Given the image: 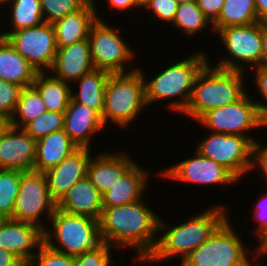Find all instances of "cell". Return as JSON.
<instances>
[{
  "mask_svg": "<svg viewBox=\"0 0 267 266\" xmlns=\"http://www.w3.org/2000/svg\"><path fill=\"white\" fill-rule=\"evenodd\" d=\"M225 0H197L198 7L212 24L219 16Z\"/></svg>",
  "mask_w": 267,
  "mask_h": 266,
  "instance_id": "b9f144b4",
  "label": "cell"
},
{
  "mask_svg": "<svg viewBox=\"0 0 267 266\" xmlns=\"http://www.w3.org/2000/svg\"><path fill=\"white\" fill-rule=\"evenodd\" d=\"M266 256V257H263ZM267 258V255L264 253L256 251L249 259H247L242 265L240 266H267L265 265L264 260L261 259Z\"/></svg>",
  "mask_w": 267,
  "mask_h": 266,
  "instance_id": "7dc6e473",
  "label": "cell"
},
{
  "mask_svg": "<svg viewBox=\"0 0 267 266\" xmlns=\"http://www.w3.org/2000/svg\"><path fill=\"white\" fill-rule=\"evenodd\" d=\"M93 69L91 45L87 38L58 48L50 73L55 78L72 84Z\"/></svg>",
  "mask_w": 267,
  "mask_h": 266,
  "instance_id": "ffe728a7",
  "label": "cell"
},
{
  "mask_svg": "<svg viewBox=\"0 0 267 266\" xmlns=\"http://www.w3.org/2000/svg\"><path fill=\"white\" fill-rule=\"evenodd\" d=\"M179 4L184 3V2H192V1H197V0H176Z\"/></svg>",
  "mask_w": 267,
  "mask_h": 266,
  "instance_id": "f5cc1de1",
  "label": "cell"
},
{
  "mask_svg": "<svg viewBox=\"0 0 267 266\" xmlns=\"http://www.w3.org/2000/svg\"><path fill=\"white\" fill-rule=\"evenodd\" d=\"M229 217L201 246L193 250L180 266H240L257 250L246 246ZM245 244V245H244ZM251 249V250H250Z\"/></svg>",
  "mask_w": 267,
  "mask_h": 266,
  "instance_id": "52a82bcc",
  "label": "cell"
},
{
  "mask_svg": "<svg viewBox=\"0 0 267 266\" xmlns=\"http://www.w3.org/2000/svg\"><path fill=\"white\" fill-rule=\"evenodd\" d=\"M208 133L195 149L204 157L222 165L241 182L250 173L253 142L245 136Z\"/></svg>",
  "mask_w": 267,
  "mask_h": 266,
  "instance_id": "7c38bea8",
  "label": "cell"
},
{
  "mask_svg": "<svg viewBox=\"0 0 267 266\" xmlns=\"http://www.w3.org/2000/svg\"><path fill=\"white\" fill-rule=\"evenodd\" d=\"M171 28H176L183 34L191 38L201 33L204 30L213 32V26L210 21L204 16L201 9L198 7L197 1L184 2L178 5L174 21L171 24Z\"/></svg>",
  "mask_w": 267,
  "mask_h": 266,
  "instance_id": "f546056e",
  "label": "cell"
},
{
  "mask_svg": "<svg viewBox=\"0 0 267 266\" xmlns=\"http://www.w3.org/2000/svg\"><path fill=\"white\" fill-rule=\"evenodd\" d=\"M265 128L267 127V117L264 119Z\"/></svg>",
  "mask_w": 267,
  "mask_h": 266,
  "instance_id": "db71d44e",
  "label": "cell"
},
{
  "mask_svg": "<svg viewBox=\"0 0 267 266\" xmlns=\"http://www.w3.org/2000/svg\"><path fill=\"white\" fill-rule=\"evenodd\" d=\"M6 38L38 73L50 72L58 49L53 24L20 29Z\"/></svg>",
  "mask_w": 267,
  "mask_h": 266,
  "instance_id": "4fadbf2b",
  "label": "cell"
},
{
  "mask_svg": "<svg viewBox=\"0 0 267 266\" xmlns=\"http://www.w3.org/2000/svg\"><path fill=\"white\" fill-rule=\"evenodd\" d=\"M248 71L251 72L250 74H255L252 80H254L253 85L257 88H254V90L259 92L258 94L261 98L259 97V100H257V98L254 99L253 97V100L257 105L260 115L265 119L267 117V68L256 66L248 69Z\"/></svg>",
  "mask_w": 267,
  "mask_h": 266,
  "instance_id": "f35d334b",
  "label": "cell"
},
{
  "mask_svg": "<svg viewBox=\"0 0 267 266\" xmlns=\"http://www.w3.org/2000/svg\"><path fill=\"white\" fill-rule=\"evenodd\" d=\"M211 62L209 59L196 76L190 101L181 114L194 122L205 112L234 103L247 93L248 71L219 69Z\"/></svg>",
  "mask_w": 267,
  "mask_h": 266,
  "instance_id": "277c9868",
  "label": "cell"
},
{
  "mask_svg": "<svg viewBox=\"0 0 267 266\" xmlns=\"http://www.w3.org/2000/svg\"><path fill=\"white\" fill-rule=\"evenodd\" d=\"M254 1L259 21L267 23V0H254Z\"/></svg>",
  "mask_w": 267,
  "mask_h": 266,
  "instance_id": "bcb514c9",
  "label": "cell"
},
{
  "mask_svg": "<svg viewBox=\"0 0 267 266\" xmlns=\"http://www.w3.org/2000/svg\"><path fill=\"white\" fill-rule=\"evenodd\" d=\"M64 113L46 111L27 123L23 129L36 141L49 133L63 129Z\"/></svg>",
  "mask_w": 267,
  "mask_h": 266,
  "instance_id": "d6a6232c",
  "label": "cell"
},
{
  "mask_svg": "<svg viewBox=\"0 0 267 266\" xmlns=\"http://www.w3.org/2000/svg\"><path fill=\"white\" fill-rule=\"evenodd\" d=\"M107 3V7L110 8V11H118L126 13L125 11L131 10L137 11L138 9L142 12V7L136 2V0H104Z\"/></svg>",
  "mask_w": 267,
  "mask_h": 266,
  "instance_id": "7bdbcfd3",
  "label": "cell"
},
{
  "mask_svg": "<svg viewBox=\"0 0 267 266\" xmlns=\"http://www.w3.org/2000/svg\"><path fill=\"white\" fill-rule=\"evenodd\" d=\"M77 148L78 146L63 129L49 133L36 142V158L33 170L45 172L57 166Z\"/></svg>",
  "mask_w": 267,
  "mask_h": 266,
  "instance_id": "cb8c5ba5",
  "label": "cell"
},
{
  "mask_svg": "<svg viewBox=\"0 0 267 266\" xmlns=\"http://www.w3.org/2000/svg\"><path fill=\"white\" fill-rule=\"evenodd\" d=\"M43 243L73 257L83 254L101 243L98 220L56 207L43 231Z\"/></svg>",
  "mask_w": 267,
  "mask_h": 266,
  "instance_id": "8992f818",
  "label": "cell"
},
{
  "mask_svg": "<svg viewBox=\"0 0 267 266\" xmlns=\"http://www.w3.org/2000/svg\"><path fill=\"white\" fill-rule=\"evenodd\" d=\"M63 130L78 147L93 149L94 137L96 134L101 135L106 128L101 115L95 109L70 101L64 113Z\"/></svg>",
  "mask_w": 267,
  "mask_h": 266,
  "instance_id": "d6986e66",
  "label": "cell"
},
{
  "mask_svg": "<svg viewBox=\"0 0 267 266\" xmlns=\"http://www.w3.org/2000/svg\"><path fill=\"white\" fill-rule=\"evenodd\" d=\"M36 142L23 128L11 126L0 138V169L33 170Z\"/></svg>",
  "mask_w": 267,
  "mask_h": 266,
  "instance_id": "e0dca14e",
  "label": "cell"
},
{
  "mask_svg": "<svg viewBox=\"0 0 267 266\" xmlns=\"http://www.w3.org/2000/svg\"><path fill=\"white\" fill-rule=\"evenodd\" d=\"M190 56L179 59L165 68L157 70V74L149 76L143 68L138 66L145 83V99L148 107L156 105L157 102L167 101L168 109L172 113L182 114L191 98L194 81L198 73L209 62V55L204 50H196ZM167 66V67H166ZM147 77V78H146ZM173 99V100H172ZM172 100V101H171ZM174 111V112H173Z\"/></svg>",
  "mask_w": 267,
  "mask_h": 266,
  "instance_id": "3957f363",
  "label": "cell"
},
{
  "mask_svg": "<svg viewBox=\"0 0 267 266\" xmlns=\"http://www.w3.org/2000/svg\"><path fill=\"white\" fill-rule=\"evenodd\" d=\"M203 212L198 211V215L189 216L181 223L169 224L163 218L159 219L158 242L154 252L143 263L150 265L170 261L176 258L181 259V263L196 248L201 246L215 232V230L229 217V208L220 203L205 208ZM229 213V214H228ZM147 263V264H146Z\"/></svg>",
  "mask_w": 267,
  "mask_h": 266,
  "instance_id": "7a4b0ae2",
  "label": "cell"
},
{
  "mask_svg": "<svg viewBox=\"0 0 267 266\" xmlns=\"http://www.w3.org/2000/svg\"><path fill=\"white\" fill-rule=\"evenodd\" d=\"M0 266H25L13 253L0 248Z\"/></svg>",
  "mask_w": 267,
  "mask_h": 266,
  "instance_id": "ee69618b",
  "label": "cell"
},
{
  "mask_svg": "<svg viewBox=\"0 0 267 266\" xmlns=\"http://www.w3.org/2000/svg\"><path fill=\"white\" fill-rule=\"evenodd\" d=\"M98 2L100 1L93 0L97 20L91 25L88 36L94 68L110 73H125L136 70L138 65L130 67V64H126L133 61L137 62L135 60L137 53L134 52L133 45L131 46L125 41L126 37L123 36L122 38L120 28L111 27V23L108 25L105 23L106 20L99 16Z\"/></svg>",
  "mask_w": 267,
  "mask_h": 266,
  "instance_id": "ba28073f",
  "label": "cell"
},
{
  "mask_svg": "<svg viewBox=\"0 0 267 266\" xmlns=\"http://www.w3.org/2000/svg\"><path fill=\"white\" fill-rule=\"evenodd\" d=\"M193 156L159 170L161 177L174 182L197 186H231L240 183L226 168L210 158L204 157L196 149Z\"/></svg>",
  "mask_w": 267,
  "mask_h": 266,
  "instance_id": "5bb4252c",
  "label": "cell"
},
{
  "mask_svg": "<svg viewBox=\"0 0 267 266\" xmlns=\"http://www.w3.org/2000/svg\"><path fill=\"white\" fill-rule=\"evenodd\" d=\"M91 148L78 147L57 166L44 172L51 198L58 203L68 190L87 175Z\"/></svg>",
  "mask_w": 267,
  "mask_h": 266,
  "instance_id": "9a60e30c",
  "label": "cell"
},
{
  "mask_svg": "<svg viewBox=\"0 0 267 266\" xmlns=\"http://www.w3.org/2000/svg\"><path fill=\"white\" fill-rule=\"evenodd\" d=\"M247 88V93L241 99L205 112L196 122L208 131L245 136L254 143L258 137L255 139L249 133H253L254 130H264L265 125L249 87Z\"/></svg>",
  "mask_w": 267,
  "mask_h": 266,
  "instance_id": "30bf717a",
  "label": "cell"
},
{
  "mask_svg": "<svg viewBox=\"0 0 267 266\" xmlns=\"http://www.w3.org/2000/svg\"><path fill=\"white\" fill-rule=\"evenodd\" d=\"M264 142L257 140L253 143L252 146V157H251V172L259 173L262 178L263 184L267 183V144H263ZM258 169V171H257Z\"/></svg>",
  "mask_w": 267,
  "mask_h": 266,
  "instance_id": "60d3db41",
  "label": "cell"
},
{
  "mask_svg": "<svg viewBox=\"0 0 267 266\" xmlns=\"http://www.w3.org/2000/svg\"><path fill=\"white\" fill-rule=\"evenodd\" d=\"M260 22L254 0H225L218 18L212 23L213 32L236 25H251Z\"/></svg>",
  "mask_w": 267,
  "mask_h": 266,
  "instance_id": "f1b7e54d",
  "label": "cell"
},
{
  "mask_svg": "<svg viewBox=\"0 0 267 266\" xmlns=\"http://www.w3.org/2000/svg\"><path fill=\"white\" fill-rule=\"evenodd\" d=\"M89 0H40L44 23L54 24L80 10Z\"/></svg>",
  "mask_w": 267,
  "mask_h": 266,
  "instance_id": "836d02e7",
  "label": "cell"
},
{
  "mask_svg": "<svg viewBox=\"0 0 267 266\" xmlns=\"http://www.w3.org/2000/svg\"><path fill=\"white\" fill-rule=\"evenodd\" d=\"M33 86L47 111L65 113L71 100V84L55 78L50 72H43L36 74Z\"/></svg>",
  "mask_w": 267,
  "mask_h": 266,
  "instance_id": "4316f807",
  "label": "cell"
},
{
  "mask_svg": "<svg viewBox=\"0 0 267 266\" xmlns=\"http://www.w3.org/2000/svg\"><path fill=\"white\" fill-rule=\"evenodd\" d=\"M216 36L225 52L213 66L246 72L259 65L262 54V22L220 28Z\"/></svg>",
  "mask_w": 267,
  "mask_h": 266,
  "instance_id": "9c48e42d",
  "label": "cell"
},
{
  "mask_svg": "<svg viewBox=\"0 0 267 266\" xmlns=\"http://www.w3.org/2000/svg\"><path fill=\"white\" fill-rule=\"evenodd\" d=\"M262 54L258 66L267 68V23L262 22Z\"/></svg>",
  "mask_w": 267,
  "mask_h": 266,
  "instance_id": "f6af8a7d",
  "label": "cell"
},
{
  "mask_svg": "<svg viewBox=\"0 0 267 266\" xmlns=\"http://www.w3.org/2000/svg\"><path fill=\"white\" fill-rule=\"evenodd\" d=\"M98 152L89 160L86 176L103 194L119 181L136 162L133 157L129 156L128 151L126 153V150Z\"/></svg>",
  "mask_w": 267,
  "mask_h": 266,
  "instance_id": "ac0fdd59",
  "label": "cell"
},
{
  "mask_svg": "<svg viewBox=\"0 0 267 266\" xmlns=\"http://www.w3.org/2000/svg\"><path fill=\"white\" fill-rule=\"evenodd\" d=\"M116 249L101 242L92 250L74 257V266H113L117 262L112 259ZM113 252V253H112Z\"/></svg>",
  "mask_w": 267,
  "mask_h": 266,
  "instance_id": "e575fe53",
  "label": "cell"
},
{
  "mask_svg": "<svg viewBox=\"0 0 267 266\" xmlns=\"http://www.w3.org/2000/svg\"><path fill=\"white\" fill-rule=\"evenodd\" d=\"M56 207L57 203L49 194L44 172H22L12 219L34 224L44 231Z\"/></svg>",
  "mask_w": 267,
  "mask_h": 266,
  "instance_id": "8fae6325",
  "label": "cell"
},
{
  "mask_svg": "<svg viewBox=\"0 0 267 266\" xmlns=\"http://www.w3.org/2000/svg\"><path fill=\"white\" fill-rule=\"evenodd\" d=\"M43 243V231L34 224L0 219V248L17 256L26 264Z\"/></svg>",
  "mask_w": 267,
  "mask_h": 266,
  "instance_id": "2e32d148",
  "label": "cell"
},
{
  "mask_svg": "<svg viewBox=\"0 0 267 266\" xmlns=\"http://www.w3.org/2000/svg\"><path fill=\"white\" fill-rule=\"evenodd\" d=\"M11 127V118L5 114L0 113V138Z\"/></svg>",
  "mask_w": 267,
  "mask_h": 266,
  "instance_id": "c3c4849f",
  "label": "cell"
},
{
  "mask_svg": "<svg viewBox=\"0 0 267 266\" xmlns=\"http://www.w3.org/2000/svg\"><path fill=\"white\" fill-rule=\"evenodd\" d=\"M25 266H74V257L55 251L42 243Z\"/></svg>",
  "mask_w": 267,
  "mask_h": 266,
  "instance_id": "d590c367",
  "label": "cell"
},
{
  "mask_svg": "<svg viewBox=\"0 0 267 266\" xmlns=\"http://www.w3.org/2000/svg\"><path fill=\"white\" fill-rule=\"evenodd\" d=\"M5 7L7 11L10 10L5 12L10 15L7 20L10 26H5L7 30L0 32L1 37L6 38L11 32L44 23L40 0H9Z\"/></svg>",
  "mask_w": 267,
  "mask_h": 266,
  "instance_id": "83f0119b",
  "label": "cell"
},
{
  "mask_svg": "<svg viewBox=\"0 0 267 266\" xmlns=\"http://www.w3.org/2000/svg\"><path fill=\"white\" fill-rule=\"evenodd\" d=\"M179 3L176 0H148L142 9L149 13V21L155 23L154 21H161L163 24L169 25L174 21L176 11L178 9ZM152 16V17H151ZM155 19V20H154Z\"/></svg>",
  "mask_w": 267,
  "mask_h": 266,
  "instance_id": "8d00e7d4",
  "label": "cell"
},
{
  "mask_svg": "<svg viewBox=\"0 0 267 266\" xmlns=\"http://www.w3.org/2000/svg\"><path fill=\"white\" fill-rule=\"evenodd\" d=\"M97 20L93 0H89L80 10L67 14L56 21L53 26L56 34L57 47H65L87 39L91 25Z\"/></svg>",
  "mask_w": 267,
  "mask_h": 266,
  "instance_id": "603a6c76",
  "label": "cell"
},
{
  "mask_svg": "<svg viewBox=\"0 0 267 266\" xmlns=\"http://www.w3.org/2000/svg\"><path fill=\"white\" fill-rule=\"evenodd\" d=\"M264 190L263 194H260L259 200L255 203L253 208V220L256 221V227H254V235L258 242L255 245L259 244L267 236V192Z\"/></svg>",
  "mask_w": 267,
  "mask_h": 266,
  "instance_id": "ab89813d",
  "label": "cell"
},
{
  "mask_svg": "<svg viewBox=\"0 0 267 266\" xmlns=\"http://www.w3.org/2000/svg\"><path fill=\"white\" fill-rule=\"evenodd\" d=\"M144 198L130 204L103 207L98 220L101 242L116 250H133L135 263H144L158 242L159 219ZM121 249V250H120Z\"/></svg>",
  "mask_w": 267,
  "mask_h": 266,
  "instance_id": "6da1fadb",
  "label": "cell"
},
{
  "mask_svg": "<svg viewBox=\"0 0 267 266\" xmlns=\"http://www.w3.org/2000/svg\"><path fill=\"white\" fill-rule=\"evenodd\" d=\"M149 172L150 169H145L137 161L119 181L102 194V206L115 207L146 198L151 177Z\"/></svg>",
  "mask_w": 267,
  "mask_h": 266,
  "instance_id": "44dd1931",
  "label": "cell"
},
{
  "mask_svg": "<svg viewBox=\"0 0 267 266\" xmlns=\"http://www.w3.org/2000/svg\"><path fill=\"white\" fill-rule=\"evenodd\" d=\"M109 75L110 72L101 69H93L91 72L84 74L71 84L70 101L93 108L102 116L105 88ZM75 85L78 86V89L73 88L76 87Z\"/></svg>",
  "mask_w": 267,
  "mask_h": 266,
  "instance_id": "484cf974",
  "label": "cell"
},
{
  "mask_svg": "<svg viewBox=\"0 0 267 266\" xmlns=\"http://www.w3.org/2000/svg\"><path fill=\"white\" fill-rule=\"evenodd\" d=\"M22 89L19 85L0 79V113L12 117Z\"/></svg>",
  "mask_w": 267,
  "mask_h": 266,
  "instance_id": "74e56055",
  "label": "cell"
},
{
  "mask_svg": "<svg viewBox=\"0 0 267 266\" xmlns=\"http://www.w3.org/2000/svg\"><path fill=\"white\" fill-rule=\"evenodd\" d=\"M256 250L267 255V236L256 245Z\"/></svg>",
  "mask_w": 267,
  "mask_h": 266,
  "instance_id": "681fc988",
  "label": "cell"
},
{
  "mask_svg": "<svg viewBox=\"0 0 267 266\" xmlns=\"http://www.w3.org/2000/svg\"><path fill=\"white\" fill-rule=\"evenodd\" d=\"M37 73L7 38L0 36V79L24 88L33 85Z\"/></svg>",
  "mask_w": 267,
  "mask_h": 266,
  "instance_id": "d4e9b609",
  "label": "cell"
},
{
  "mask_svg": "<svg viewBox=\"0 0 267 266\" xmlns=\"http://www.w3.org/2000/svg\"><path fill=\"white\" fill-rule=\"evenodd\" d=\"M148 0H136V2L142 7Z\"/></svg>",
  "mask_w": 267,
  "mask_h": 266,
  "instance_id": "816d5d0a",
  "label": "cell"
},
{
  "mask_svg": "<svg viewBox=\"0 0 267 266\" xmlns=\"http://www.w3.org/2000/svg\"><path fill=\"white\" fill-rule=\"evenodd\" d=\"M147 108L145 83L138 68L125 73H110L101 116L105 127L113 122L119 130L130 128Z\"/></svg>",
  "mask_w": 267,
  "mask_h": 266,
  "instance_id": "5b68a950",
  "label": "cell"
},
{
  "mask_svg": "<svg viewBox=\"0 0 267 266\" xmlns=\"http://www.w3.org/2000/svg\"><path fill=\"white\" fill-rule=\"evenodd\" d=\"M9 0H0V12L2 8H5ZM4 6V7H3Z\"/></svg>",
  "mask_w": 267,
  "mask_h": 266,
  "instance_id": "f907efd6",
  "label": "cell"
},
{
  "mask_svg": "<svg viewBox=\"0 0 267 266\" xmlns=\"http://www.w3.org/2000/svg\"><path fill=\"white\" fill-rule=\"evenodd\" d=\"M57 208L99 220L103 209L102 194L86 176L68 190L57 203Z\"/></svg>",
  "mask_w": 267,
  "mask_h": 266,
  "instance_id": "7402d4cb",
  "label": "cell"
},
{
  "mask_svg": "<svg viewBox=\"0 0 267 266\" xmlns=\"http://www.w3.org/2000/svg\"><path fill=\"white\" fill-rule=\"evenodd\" d=\"M46 111L47 109L37 89L33 85L24 87L11 117V126L23 128L27 123Z\"/></svg>",
  "mask_w": 267,
  "mask_h": 266,
  "instance_id": "4dcf8cb0",
  "label": "cell"
},
{
  "mask_svg": "<svg viewBox=\"0 0 267 266\" xmlns=\"http://www.w3.org/2000/svg\"><path fill=\"white\" fill-rule=\"evenodd\" d=\"M21 171L0 169V219L12 218Z\"/></svg>",
  "mask_w": 267,
  "mask_h": 266,
  "instance_id": "1f68e13d",
  "label": "cell"
}]
</instances>
